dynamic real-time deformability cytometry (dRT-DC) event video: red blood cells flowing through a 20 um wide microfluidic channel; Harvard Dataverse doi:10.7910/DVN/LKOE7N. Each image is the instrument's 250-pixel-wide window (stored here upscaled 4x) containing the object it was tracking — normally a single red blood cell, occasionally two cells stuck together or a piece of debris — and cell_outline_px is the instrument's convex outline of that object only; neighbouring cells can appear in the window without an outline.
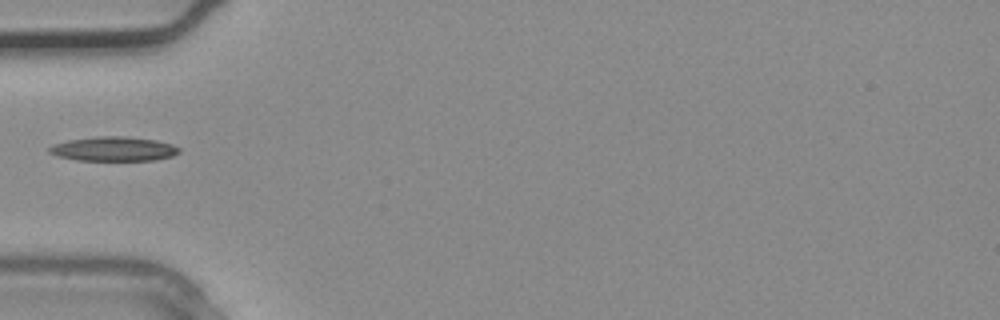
{"species": "common noctule bat (a hibernating species)", "species_latin": "Nyctalus noctula", "temperature_condition": "warm", "stored_images_in_passage": 1, "camera_frame_rate_fps": 3000, "um_per_image_px": 0.085, "animal": {"sex": "male", "body_mass_g": 20.4}, "frame": {"image": 1, "passage_image": 1, "time_ms": 0.0, "image_size_px": [1000, 320], "cell_outline_px": [[180, 152], [172, 156], [156, 160], [76, 160], [56, 156], [48, 152], [48, 148], [56, 144], [68, 140], [100, 136], [124, 136], [156, 140], [172, 144], [180, 148]], "centroid_in_image_um": [9.67, 12.66], "position_along_channel_um": 75.3, "area_um2": 18.38}}